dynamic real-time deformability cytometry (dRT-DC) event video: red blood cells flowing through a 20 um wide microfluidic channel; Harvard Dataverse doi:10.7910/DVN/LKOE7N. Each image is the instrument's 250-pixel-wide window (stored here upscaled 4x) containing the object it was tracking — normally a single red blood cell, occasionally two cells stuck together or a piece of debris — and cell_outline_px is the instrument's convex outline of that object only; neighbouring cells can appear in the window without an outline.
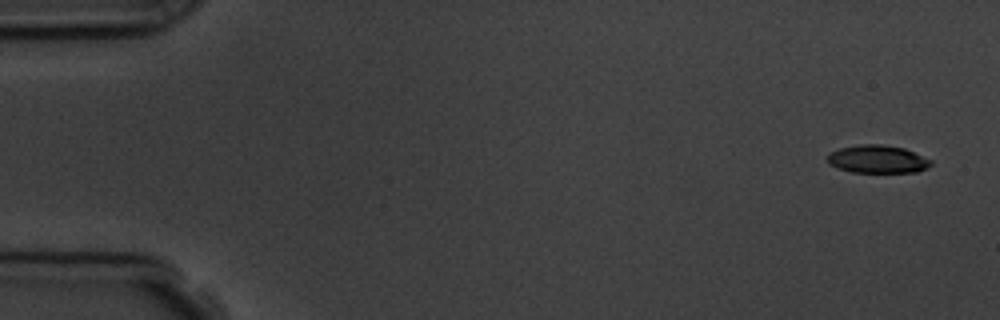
{"species": "common noctule bat (a hibernating species)", "species_latin": "Nyctalus noctula", "temperature_condition": "room temperature", "stored_images_in_passage": 5, "camera_frame_rate_fps": 3000, "um_per_image_px": 0.085, "animal": {"sex": "male", "body_mass_g": 19.5, "forearm_length_mm": 54.6}, "frame": {"image": 1, "passage_image": 1, "time_ms": 0.0, "image_size_px": [1000, 320], "cell_outline_px": [[932, 164], [916, 172], [852, 172], [836, 168], [828, 164], [828, 156], [832, 152], [840, 148], [860, 144], [880, 144], [904, 148], [932, 160]], "centroid_in_image_um": [74.57, 13.53], "position_along_channel_um": 10.4, "area_um2": 16.7}}
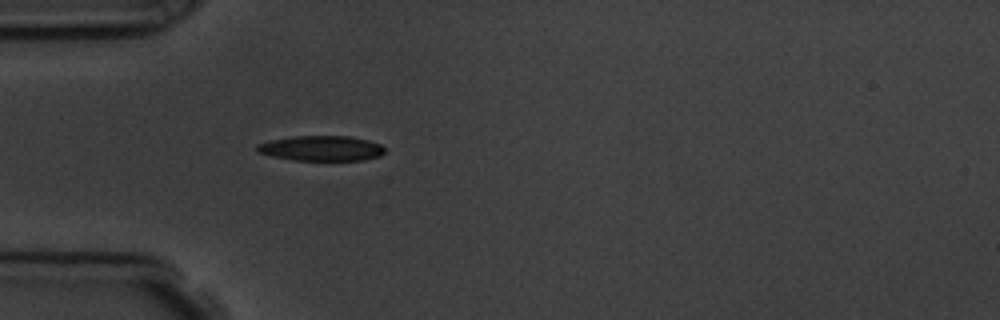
{"frame": {"image": 2, "passage_image": 5, "time_ms": 4.667, "image_size_px": [1000, 320], "cell_outline_px": [[384, 152], [380, 156], [364, 160], [292, 160], [272, 156], [256, 152], [256, 144], [272, 140], [292, 136], [348, 136], [368, 140], [380, 144], [384, 148]], "centroid_in_image_um": [27.3, 12.61], "position_along_channel_um": 57.7, "area_um2": 18.73}}